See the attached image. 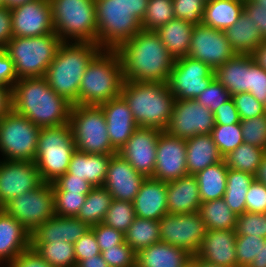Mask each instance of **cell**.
Segmentation results:
<instances>
[{
  "label": "cell",
  "instance_id": "obj_34",
  "mask_svg": "<svg viewBox=\"0 0 266 267\" xmlns=\"http://www.w3.org/2000/svg\"><path fill=\"white\" fill-rule=\"evenodd\" d=\"M244 10V0H210L206 2L202 23L225 31L234 25Z\"/></svg>",
  "mask_w": 266,
  "mask_h": 267
},
{
  "label": "cell",
  "instance_id": "obj_26",
  "mask_svg": "<svg viewBox=\"0 0 266 267\" xmlns=\"http://www.w3.org/2000/svg\"><path fill=\"white\" fill-rule=\"evenodd\" d=\"M30 235L21 223L0 208V267H7L30 248Z\"/></svg>",
  "mask_w": 266,
  "mask_h": 267
},
{
  "label": "cell",
  "instance_id": "obj_67",
  "mask_svg": "<svg viewBox=\"0 0 266 267\" xmlns=\"http://www.w3.org/2000/svg\"><path fill=\"white\" fill-rule=\"evenodd\" d=\"M249 267H266V238L260 241L259 255L254 258Z\"/></svg>",
  "mask_w": 266,
  "mask_h": 267
},
{
  "label": "cell",
  "instance_id": "obj_22",
  "mask_svg": "<svg viewBox=\"0 0 266 267\" xmlns=\"http://www.w3.org/2000/svg\"><path fill=\"white\" fill-rule=\"evenodd\" d=\"M99 106L106 119L111 145L118 152L139 126L134 121L132 111L121 95Z\"/></svg>",
  "mask_w": 266,
  "mask_h": 267
},
{
  "label": "cell",
  "instance_id": "obj_74",
  "mask_svg": "<svg viewBox=\"0 0 266 267\" xmlns=\"http://www.w3.org/2000/svg\"><path fill=\"white\" fill-rule=\"evenodd\" d=\"M264 107H265V113H266V99H265Z\"/></svg>",
  "mask_w": 266,
  "mask_h": 267
},
{
  "label": "cell",
  "instance_id": "obj_19",
  "mask_svg": "<svg viewBox=\"0 0 266 267\" xmlns=\"http://www.w3.org/2000/svg\"><path fill=\"white\" fill-rule=\"evenodd\" d=\"M186 139L170 136L162 131L156 147L153 178L170 182L187 175Z\"/></svg>",
  "mask_w": 266,
  "mask_h": 267
},
{
  "label": "cell",
  "instance_id": "obj_41",
  "mask_svg": "<svg viewBox=\"0 0 266 267\" xmlns=\"http://www.w3.org/2000/svg\"><path fill=\"white\" fill-rule=\"evenodd\" d=\"M266 151L260 147L242 143L223 157L228 169L256 174L260 161Z\"/></svg>",
  "mask_w": 266,
  "mask_h": 267
},
{
  "label": "cell",
  "instance_id": "obj_7",
  "mask_svg": "<svg viewBox=\"0 0 266 267\" xmlns=\"http://www.w3.org/2000/svg\"><path fill=\"white\" fill-rule=\"evenodd\" d=\"M55 33L63 42L97 44L95 0H49Z\"/></svg>",
  "mask_w": 266,
  "mask_h": 267
},
{
  "label": "cell",
  "instance_id": "obj_60",
  "mask_svg": "<svg viewBox=\"0 0 266 267\" xmlns=\"http://www.w3.org/2000/svg\"><path fill=\"white\" fill-rule=\"evenodd\" d=\"M7 267H53L31 247L21 252Z\"/></svg>",
  "mask_w": 266,
  "mask_h": 267
},
{
  "label": "cell",
  "instance_id": "obj_6",
  "mask_svg": "<svg viewBox=\"0 0 266 267\" xmlns=\"http://www.w3.org/2000/svg\"><path fill=\"white\" fill-rule=\"evenodd\" d=\"M63 41L54 32L35 37H12L5 51L14 63L18 79L41 78Z\"/></svg>",
  "mask_w": 266,
  "mask_h": 267
},
{
  "label": "cell",
  "instance_id": "obj_24",
  "mask_svg": "<svg viewBox=\"0 0 266 267\" xmlns=\"http://www.w3.org/2000/svg\"><path fill=\"white\" fill-rule=\"evenodd\" d=\"M91 227L77 217L54 215L30 233V244L66 241L74 244Z\"/></svg>",
  "mask_w": 266,
  "mask_h": 267
},
{
  "label": "cell",
  "instance_id": "obj_1",
  "mask_svg": "<svg viewBox=\"0 0 266 267\" xmlns=\"http://www.w3.org/2000/svg\"><path fill=\"white\" fill-rule=\"evenodd\" d=\"M115 51L124 81L167 83L175 63L155 31L141 30Z\"/></svg>",
  "mask_w": 266,
  "mask_h": 267
},
{
  "label": "cell",
  "instance_id": "obj_15",
  "mask_svg": "<svg viewBox=\"0 0 266 267\" xmlns=\"http://www.w3.org/2000/svg\"><path fill=\"white\" fill-rule=\"evenodd\" d=\"M214 125L213 112L197 100H175L165 132L170 136L189 139L200 134H211Z\"/></svg>",
  "mask_w": 266,
  "mask_h": 267
},
{
  "label": "cell",
  "instance_id": "obj_69",
  "mask_svg": "<svg viewBox=\"0 0 266 267\" xmlns=\"http://www.w3.org/2000/svg\"><path fill=\"white\" fill-rule=\"evenodd\" d=\"M191 259L199 266V267H223V266H217L211 263L206 262L203 259H200L196 255H193Z\"/></svg>",
  "mask_w": 266,
  "mask_h": 267
},
{
  "label": "cell",
  "instance_id": "obj_27",
  "mask_svg": "<svg viewBox=\"0 0 266 267\" xmlns=\"http://www.w3.org/2000/svg\"><path fill=\"white\" fill-rule=\"evenodd\" d=\"M168 214L199 212L201 199L195 175L187 174L167 182Z\"/></svg>",
  "mask_w": 266,
  "mask_h": 267
},
{
  "label": "cell",
  "instance_id": "obj_10",
  "mask_svg": "<svg viewBox=\"0 0 266 267\" xmlns=\"http://www.w3.org/2000/svg\"><path fill=\"white\" fill-rule=\"evenodd\" d=\"M97 45L102 50H116L142 30L141 22L113 0H95Z\"/></svg>",
  "mask_w": 266,
  "mask_h": 267
},
{
  "label": "cell",
  "instance_id": "obj_39",
  "mask_svg": "<svg viewBox=\"0 0 266 267\" xmlns=\"http://www.w3.org/2000/svg\"><path fill=\"white\" fill-rule=\"evenodd\" d=\"M124 241L137 253L161 241L159 221L136 217L124 233Z\"/></svg>",
  "mask_w": 266,
  "mask_h": 267
},
{
  "label": "cell",
  "instance_id": "obj_51",
  "mask_svg": "<svg viewBox=\"0 0 266 267\" xmlns=\"http://www.w3.org/2000/svg\"><path fill=\"white\" fill-rule=\"evenodd\" d=\"M232 98L226 88L216 79L195 99L201 105L214 112L221 104Z\"/></svg>",
  "mask_w": 266,
  "mask_h": 267
},
{
  "label": "cell",
  "instance_id": "obj_43",
  "mask_svg": "<svg viewBox=\"0 0 266 267\" xmlns=\"http://www.w3.org/2000/svg\"><path fill=\"white\" fill-rule=\"evenodd\" d=\"M135 218L133 202L113 199L102 223L124 234Z\"/></svg>",
  "mask_w": 266,
  "mask_h": 267
},
{
  "label": "cell",
  "instance_id": "obj_31",
  "mask_svg": "<svg viewBox=\"0 0 266 267\" xmlns=\"http://www.w3.org/2000/svg\"><path fill=\"white\" fill-rule=\"evenodd\" d=\"M219 81L231 96L250 92L249 54H236L215 71Z\"/></svg>",
  "mask_w": 266,
  "mask_h": 267
},
{
  "label": "cell",
  "instance_id": "obj_53",
  "mask_svg": "<svg viewBox=\"0 0 266 267\" xmlns=\"http://www.w3.org/2000/svg\"><path fill=\"white\" fill-rule=\"evenodd\" d=\"M249 72V93L264 104L266 99V70L254 62L251 54H249Z\"/></svg>",
  "mask_w": 266,
  "mask_h": 267
},
{
  "label": "cell",
  "instance_id": "obj_13",
  "mask_svg": "<svg viewBox=\"0 0 266 267\" xmlns=\"http://www.w3.org/2000/svg\"><path fill=\"white\" fill-rule=\"evenodd\" d=\"M215 79L214 71L190 56L175 59L167 81L176 100L196 99Z\"/></svg>",
  "mask_w": 266,
  "mask_h": 267
},
{
  "label": "cell",
  "instance_id": "obj_48",
  "mask_svg": "<svg viewBox=\"0 0 266 267\" xmlns=\"http://www.w3.org/2000/svg\"><path fill=\"white\" fill-rule=\"evenodd\" d=\"M236 235H255L266 238V213L244 212L237 216Z\"/></svg>",
  "mask_w": 266,
  "mask_h": 267
},
{
  "label": "cell",
  "instance_id": "obj_38",
  "mask_svg": "<svg viewBox=\"0 0 266 267\" xmlns=\"http://www.w3.org/2000/svg\"><path fill=\"white\" fill-rule=\"evenodd\" d=\"M199 214L207 230L235 229L237 215L230 209L223 198L201 202Z\"/></svg>",
  "mask_w": 266,
  "mask_h": 267
},
{
  "label": "cell",
  "instance_id": "obj_54",
  "mask_svg": "<svg viewBox=\"0 0 266 267\" xmlns=\"http://www.w3.org/2000/svg\"><path fill=\"white\" fill-rule=\"evenodd\" d=\"M53 191H70L87 195L94 187L83 178L75 177L70 173L59 176L51 183Z\"/></svg>",
  "mask_w": 266,
  "mask_h": 267
},
{
  "label": "cell",
  "instance_id": "obj_28",
  "mask_svg": "<svg viewBox=\"0 0 266 267\" xmlns=\"http://www.w3.org/2000/svg\"><path fill=\"white\" fill-rule=\"evenodd\" d=\"M191 257L184 248L160 241L136 253V267H184Z\"/></svg>",
  "mask_w": 266,
  "mask_h": 267
},
{
  "label": "cell",
  "instance_id": "obj_21",
  "mask_svg": "<svg viewBox=\"0 0 266 267\" xmlns=\"http://www.w3.org/2000/svg\"><path fill=\"white\" fill-rule=\"evenodd\" d=\"M145 178L117 153L109 161L103 186L111 193L113 199L133 202Z\"/></svg>",
  "mask_w": 266,
  "mask_h": 267
},
{
  "label": "cell",
  "instance_id": "obj_14",
  "mask_svg": "<svg viewBox=\"0 0 266 267\" xmlns=\"http://www.w3.org/2000/svg\"><path fill=\"white\" fill-rule=\"evenodd\" d=\"M206 230L199 212L165 214L159 220L161 242L184 248L192 256L198 252Z\"/></svg>",
  "mask_w": 266,
  "mask_h": 267
},
{
  "label": "cell",
  "instance_id": "obj_59",
  "mask_svg": "<svg viewBox=\"0 0 266 267\" xmlns=\"http://www.w3.org/2000/svg\"><path fill=\"white\" fill-rule=\"evenodd\" d=\"M18 80L13 61L5 48H0V83L12 88Z\"/></svg>",
  "mask_w": 266,
  "mask_h": 267
},
{
  "label": "cell",
  "instance_id": "obj_35",
  "mask_svg": "<svg viewBox=\"0 0 266 267\" xmlns=\"http://www.w3.org/2000/svg\"><path fill=\"white\" fill-rule=\"evenodd\" d=\"M228 167L224 159L195 174L201 202L223 198L226 190Z\"/></svg>",
  "mask_w": 266,
  "mask_h": 267
},
{
  "label": "cell",
  "instance_id": "obj_63",
  "mask_svg": "<svg viewBox=\"0 0 266 267\" xmlns=\"http://www.w3.org/2000/svg\"><path fill=\"white\" fill-rule=\"evenodd\" d=\"M113 1L127 8L130 11V14H133L140 22L142 21L146 12L148 0H113Z\"/></svg>",
  "mask_w": 266,
  "mask_h": 267
},
{
  "label": "cell",
  "instance_id": "obj_55",
  "mask_svg": "<svg viewBox=\"0 0 266 267\" xmlns=\"http://www.w3.org/2000/svg\"><path fill=\"white\" fill-rule=\"evenodd\" d=\"M91 229L94 232L101 252L124 242V234L121 231H118L111 226H107L104 223L91 226Z\"/></svg>",
  "mask_w": 266,
  "mask_h": 267
},
{
  "label": "cell",
  "instance_id": "obj_70",
  "mask_svg": "<svg viewBox=\"0 0 266 267\" xmlns=\"http://www.w3.org/2000/svg\"><path fill=\"white\" fill-rule=\"evenodd\" d=\"M33 0H5V6L9 9H12L16 6L25 4L26 2H30Z\"/></svg>",
  "mask_w": 266,
  "mask_h": 267
},
{
  "label": "cell",
  "instance_id": "obj_12",
  "mask_svg": "<svg viewBox=\"0 0 266 267\" xmlns=\"http://www.w3.org/2000/svg\"><path fill=\"white\" fill-rule=\"evenodd\" d=\"M1 208L32 233L55 215L51 183L43 182L36 189L9 200Z\"/></svg>",
  "mask_w": 266,
  "mask_h": 267
},
{
  "label": "cell",
  "instance_id": "obj_62",
  "mask_svg": "<svg viewBox=\"0 0 266 267\" xmlns=\"http://www.w3.org/2000/svg\"><path fill=\"white\" fill-rule=\"evenodd\" d=\"M12 37L11 9L2 6L0 7V48H5Z\"/></svg>",
  "mask_w": 266,
  "mask_h": 267
},
{
  "label": "cell",
  "instance_id": "obj_25",
  "mask_svg": "<svg viewBox=\"0 0 266 267\" xmlns=\"http://www.w3.org/2000/svg\"><path fill=\"white\" fill-rule=\"evenodd\" d=\"M133 204L136 217L159 221L168 214L167 182L145 178Z\"/></svg>",
  "mask_w": 266,
  "mask_h": 267
},
{
  "label": "cell",
  "instance_id": "obj_47",
  "mask_svg": "<svg viewBox=\"0 0 266 267\" xmlns=\"http://www.w3.org/2000/svg\"><path fill=\"white\" fill-rule=\"evenodd\" d=\"M206 0H173L175 19L184 20L193 25L203 21Z\"/></svg>",
  "mask_w": 266,
  "mask_h": 267
},
{
  "label": "cell",
  "instance_id": "obj_30",
  "mask_svg": "<svg viewBox=\"0 0 266 267\" xmlns=\"http://www.w3.org/2000/svg\"><path fill=\"white\" fill-rule=\"evenodd\" d=\"M223 160L211 134H200L186 139L188 174L195 175L206 167Z\"/></svg>",
  "mask_w": 266,
  "mask_h": 267
},
{
  "label": "cell",
  "instance_id": "obj_58",
  "mask_svg": "<svg viewBox=\"0 0 266 267\" xmlns=\"http://www.w3.org/2000/svg\"><path fill=\"white\" fill-rule=\"evenodd\" d=\"M213 115L215 124L231 125L241 122L239 113L232 98L224 104H221L218 109L213 112Z\"/></svg>",
  "mask_w": 266,
  "mask_h": 267
},
{
  "label": "cell",
  "instance_id": "obj_57",
  "mask_svg": "<svg viewBox=\"0 0 266 267\" xmlns=\"http://www.w3.org/2000/svg\"><path fill=\"white\" fill-rule=\"evenodd\" d=\"M74 251L77 264L81 260L101 254V250L91 228L74 243Z\"/></svg>",
  "mask_w": 266,
  "mask_h": 267
},
{
  "label": "cell",
  "instance_id": "obj_2",
  "mask_svg": "<svg viewBox=\"0 0 266 267\" xmlns=\"http://www.w3.org/2000/svg\"><path fill=\"white\" fill-rule=\"evenodd\" d=\"M71 107L44 77L19 79L12 87V110L40 128L68 124Z\"/></svg>",
  "mask_w": 266,
  "mask_h": 267
},
{
  "label": "cell",
  "instance_id": "obj_36",
  "mask_svg": "<svg viewBox=\"0 0 266 267\" xmlns=\"http://www.w3.org/2000/svg\"><path fill=\"white\" fill-rule=\"evenodd\" d=\"M113 196L104 186L93 187L87 194L77 218L90 227L103 222Z\"/></svg>",
  "mask_w": 266,
  "mask_h": 267
},
{
  "label": "cell",
  "instance_id": "obj_72",
  "mask_svg": "<svg viewBox=\"0 0 266 267\" xmlns=\"http://www.w3.org/2000/svg\"><path fill=\"white\" fill-rule=\"evenodd\" d=\"M184 267H199L192 259L188 261V263L185 264Z\"/></svg>",
  "mask_w": 266,
  "mask_h": 267
},
{
  "label": "cell",
  "instance_id": "obj_17",
  "mask_svg": "<svg viewBox=\"0 0 266 267\" xmlns=\"http://www.w3.org/2000/svg\"><path fill=\"white\" fill-rule=\"evenodd\" d=\"M43 183L35 162L0 159V208Z\"/></svg>",
  "mask_w": 266,
  "mask_h": 267
},
{
  "label": "cell",
  "instance_id": "obj_11",
  "mask_svg": "<svg viewBox=\"0 0 266 267\" xmlns=\"http://www.w3.org/2000/svg\"><path fill=\"white\" fill-rule=\"evenodd\" d=\"M40 129L11 110L0 119V159L34 162Z\"/></svg>",
  "mask_w": 266,
  "mask_h": 267
},
{
  "label": "cell",
  "instance_id": "obj_33",
  "mask_svg": "<svg viewBox=\"0 0 266 267\" xmlns=\"http://www.w3.org/2000/svg\"><path fill=\"white\" fill-rule=\"evenodd\" d=\"M193 28V24L174 18L160 26L155 32L166 46L167 51L174 59H178L189 54Z\"/></svg>",
  "mask_w": 266,
  "mask_h": 267
},
{
  "label": "cell",
  "instance_id": "obj_32",
  "mask_svg": "<svg viewBox=\"0 0 266 267\" xmlns=\"http://www.w3.org/2000/svg\"><path fill=\"white\" fill-rule=\"evenodd\" d=\"M224 33L237 54H252L264 41L257 25L245 10L242 11L238 21Z\"/></svg>",
  "mask_w": 266,
  "mask_h": 267
},
{
  "label": "cell",
  "instance_id": "obj_49",
  "mask_svg": "<svg viewBox=\"0 0 266 267\" xmlns=\"http://www.w3.org/2000/svg\"><path fill=\"white\" fill-rule=\"evenodd\" d=\"M263 238L255 235H236V260L238 267H249L259 255L260 241Z\"/></svg>",
  "mask_w": 266,
  "mask_h": 267
},
{
  "label": "cell",
  "instance_id": "obj_18",
  "mask_svg": "<svg viewBox=\"0 0 266 267\" xmlns=\"http://www.w3.org/2000/svg\"><path fill=\"white\" fill-rule=\"evenodd\" d=\"M13 37H35L54 33L49 0H33L11 9Z\"/></svg>",
  "mask_w": 266,
  "mask_h": 267
},
{
  "label": "cell",
  "instance_id": "obj_44",
  "mask_svg": "<svg viewBox=\"0 0 266 267\" xmlns=\"http://www.w3.org/2000/svg\"><path fill=\"white\" fill-rule=\"evenodd\" d=\"M211 136L223 157L243 143L240 123L231 125L215 124Z\"/></svg>",
  "mask_w": 266,
  "mask_h": 267
},
{
  "label": "cell",
  "instance_id": "obj_9",
  "mask_svg": "<svg viewBox=\"0 0 266 267\" xmlns=\"http://www.w3.org/2000/svg\"><path fill=\"white\" fill-rule=\"evenodd\" d=\"M69 124L76 150L88 154H117L112 147L100 106L72 105Z\"/></svg>",
  "mask_w": 266,
  "mask_h": 267
},
{
  "label": "cell",
  "instance_id": "obj_68",
  "mask_svg": "<svg viewBox=\"0 0 266 267\" xmlns=\"http://www.w3.org/2000/svg\"><path fill=\"white\" fill-rule=\"evenodd\" d=\"M255 181L266 185V153L263 155L260 165L254 175Z\"/></svg>",
  "mask_w": 266,
  "mask_h": 267
},
{
  "label": "cell",
  "instance_id": "obj_42",
  "mask_svg": "<svg viewBox=\"0 0 266 267\" xmlns=\"http://www.w3.org/2000/svg\"><path fill=\"white\" fill-rule=\"evenodd\" d=\"M174 18L173 0H148L141 27L142 30L155 31Z\"/></svg>",
  "mask_w": 266,
  "mask_h": 267
},
{
  "label": "cell",
  "instance_id": "obj_46",
  "mask_svg": "<svg viewBox=\"0 0 266 267\" xmlns=\"http://www.w3.org/2000/svg\"><path fill=\"white\" fill-rule=\"evenodd\" d=\"M55 214L62 217H77L86 196L70 191H53Z\"/></svg>",
  "mask_w": 266,
  "mask_h": 267
},
{
  "label": "cell",
  "instance_id": "obj_3",
  "mask_svg": "<svg viewBox=\"0 0 266 267\" xmlns=\"http://www.w3.org/2000/svg\"><path fill=\"white\" fill-rule=\"evenodd\" d=\"M102 49L89 42H63L46 70L48 85L72 105H78L79 86L87 65Z\"/></svg>",
  "mask_w": 266,
  "mask_h": 267
},
{
  "label": "cell",
  "instance_id": "obj_8",
  "mask_svg": "<svg viewBox=\"0 0 266 267\" xmlns=\"http://www.w3.org/2000/svg\"><path fill=\"white\" fill-rule=\"evenodd\" d=\"M75 151L69 123L41 128L34 162L42 181L52 183L65 174Z\"/></svg>",
  "mask_w": 266,
  "mask_h": 267
},
{
  "label": "cell",
  "instance_id": "obj_73",
  "mask_svg": "<svg viewBox=\"0 0 266 267\" xmlns=\"http://www.w3.org/2000/svg\"><path fill=\"white\" fill-rule=\"evenodd\" d=\"M5 6V0H0V7Z\"/></svg>",
  "mask_w": 266,
  "mask_h": 267
},
{
  "label": "cell",
  "instance_id": "obj_65",
  "mask_svg": "<svg viewBox=\"0 0 266 267\" xmlns=\"http://www.w3.org/2000/svg\"><path fill=\"white\" fill-rule=\"evenodd\" d=\"M76 267H109L102 255H95L90 258L81 260Z\"/></svg>",
  "mask_w": 266,
  "mask_h": 267
},
{
  "label": "cell",
  "instance_id": "obj_50",
  "mask_svg": "<svg viewBox=\"0 0 266 267\" xmlns=\"http://www.w3.org/2000/svg\"><path fill=\"white\" fill-rule=\"evenodd\" d=\"M109 267H136V252L125 241L101 252Z\"/></svg>",
  "mask_w": 266,
  "mask_h": 267
},
{
  "label": "cell",
  "instance_id": "obj_29",
  "mask_svg": "<svg viewBox=\"0 0 266 267\" xmlns=\"http://www.w3.org/2000/svg\"><path fill=\"white\" fill-rule=\"evenodd\" d=\"M114 154H88L75 151L66 173L83 178L94 187L103 186L108 164Z\"/></svg>",
  "mask_w": 266,
  "mask_h": 267
},
{
  "label": "cell",
  "instance_id": "obj_37",
  "mask_svg": "<svg viewBox=\"0 0 266 267\" xmlns=\"http://www.w3.org/2000/svg\"><path fill=\"white\" fill-rule=\"evenodd\" d=\"M254 180V175L250 173L228 169L223 199L237 216L246 212L245 198Z\"/></svg>",
  "mask_w": 266,
  "mask_h": 267
},
{
  "label": "cell",
  "instance_id": "obj_5",
  "mask_svg": "<svg viewBox=\"0 0 266 267\" xmlns=\"http://www.w3.org/2000/svg\"><path fill=\"white\" fill-rule=\"evenodd\" d=\"M124 84L115 50H101L87 65L79 86L78 105H95L119 97Z\"/></svg>",
  "mask_w": 266,
  "mask_h": 267
},
{
  "label": "cell",
  "instance_id": "obj_16",
  "mask_svg": "<svg viewBox=\"0 0 266 267\" xmlns=\"http://www.w3.org/2000/svg\"><path fill=\"white\" fill-rule=\"evenodd\" d=\"M236 54L224 31L203 23L194 25L188 56L202 61L215 71Z\"/></svg>",
  "mask_w": 266,
  "mask_h": 267
},
{
  "label": "cell",
  "instance_id": "obj_56",
  "mask_svg": "<svg viewBox=\"0 0 266 267\" xmlns=\"http://www.w3.org/2000/svg\"><path fill=\"white\" fill-rule=\"evenodd\" d=\"M246 212L266 213V185L253 181L245 198Z\"/></svg>",
  "mask_w": 266,
  "mask_h": 267
},
{
  "label": "cell",
  "instance_id": "obj_66",
  "mask_svg": "<svg viewBox=\"0 0 266 267\" xmlns=\"http://www.w3.org/2000/svg\"><path fill=\"white\" fill-rule=\"evenodd\" d=\"M251 55L254 62L266 70V39Z\"/></svg>",
  "mask_w": 266,
  "mask_h": 267
},
{
  "label": "cell",
  "instance_id": "obj_20",
  "mask_svg": "<svg viewBox=\"0 0 266 267\" xmlns=\"http://www.w3.org/2000/svg\"><path fill=\"white\" fill-rule=\"evenodd\" d=\"M162 131L138 127L118 153L140 174L153 178L156 147Z\"/></svg>",
  "mask_w": 266,
  "mask_h": 267
},
{
  "label": "cell",
  "instance_id": "obj_4",
  "mask_svg": "<svg viewBox=\"0 0 266 267\" xmlns=\"http://www.w3.org/2000/svg\"><path fill=\"white\" fill-rule=\"evenodd\" d=\"M120 95L139 127L165 131L176 100L166 82L124 81Z\"/></svg>",
  "mask_w": 266,
  "mask_h": 267
},
{
  "label": "cell",
  "instance_id": "obj_23",
  "mask_svg": "<svg viewBox=\"0 0 266 267\" xmlns=\"http://www.w3.org/2000/svg\"><path fill=\"white\" fill-rule=\"evenodd\" d=\"M235 230H206L196 256L208 263L223 267H238Z\"/></svg>",
  "mask_w": 266,
  "mask_h": 267
},
{
  "label": "cell",
  "instance_id": "obj_64",
  "mask_svg": "<svg viewBox=\"0 0 266 267\" xmlns=\"http://www.w3.org/2000/svg\"><path fill=\"white\" fill-rule=\"evenodd\" d=\"M12 110V88L0 83V119Z\"/></svg>",
  "mask_w": 266,
  "mask_h": 267
},
{
  "label": "cell",
  "instance_id": "obj_40",
  "mask_svg": "<svg viewBox=\"0 0 266 267\" xmlns=\"http://www.w3.org/2000/svg\"><path fill=\"white\" fill-rule=\"evenodd\" d=\"M37 254L53 267H76L74 244L66 241L30 244Z\"/></svg>",
  "mask_w": 266,
  "mask_h": 267
},
{
  "label": "cell",
  "instance_id": "obj_71",
  "mask_svg": "<svg viewBox=\"0 0 266 267\" xmlns=\"http://www.w3.org/2000/svg\"><path fill=\"white\" fill-rule=\"evenodd\" d=\"M255 4L258 5L259 9H266V0H252Z\"/></svg>",
  "mask_w": 266,
  "mask_h": 267
},
{
  "label": "cell",
  "instance_id": "obj_52",
  "mask_svg": "<svg viewBox=\"0 0 266 267\" xmlns=\"http://www.w3.org/2000/svg\"><path fill=\"white\" fill-rule=\"evenodd\" d=\"M232 99L241 120L266 114L264 104L259 102L249 92L235 94L232 96Z\"/></svg>",
  "mask_w": 266,
  "mask_h": 267
},
{
  "label": "cell",
  "instance_id": "obj_45",
  "mask_svg": "<svg viewBox=\"0 0 266 267\" xmlns=\"http://www.w3.org/2000/svg\"><path fill=\"white\" fill-rule=\"evenodd\" d=\"M243 143L260 147L266 151V114L240 122Z\"/></svg>",
  "mask_w": 266,
  "mask_h": 267
},
{
  "label": "cell",
  "instance_id": "obj_61",
  "mask_svg": "<svg viewBox=\"0 0 266 267\" xmlns=\"http://www.w3.org/2000/svg\"><path fill=\"white\" fill-rule=\"evenodd\" d=\"M244 10L257 25L263 39H266V9H259L252 0H244Z\"/></svg>",
  "mask_w": 266,
  "mask_h": 267
}]
</instances>
